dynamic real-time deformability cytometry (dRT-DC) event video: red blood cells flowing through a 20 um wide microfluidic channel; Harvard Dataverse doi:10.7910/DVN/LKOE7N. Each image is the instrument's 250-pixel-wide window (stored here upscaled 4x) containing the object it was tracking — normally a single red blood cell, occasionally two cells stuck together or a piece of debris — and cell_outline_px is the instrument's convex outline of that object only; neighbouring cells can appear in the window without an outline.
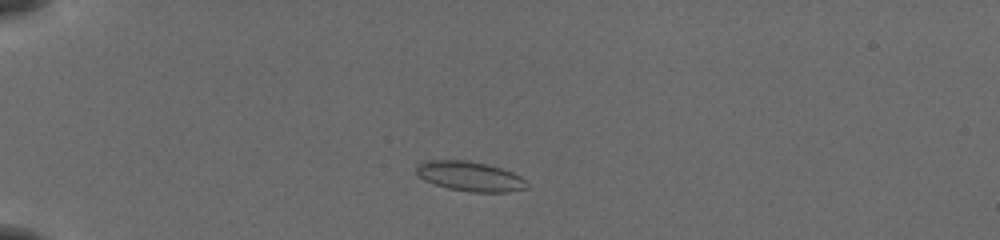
{"species": "common noctule bat (a hibernating species)", "species_latin": "Nyctalus noctula", "temperature_condition": "cold", "stored_images_in_passage": 46, "camera_frame_rate_fps": 3000, "um_per_image_px": 0.085, "animal": {"sex": "female", "body_mass_g": 19.5, "forearm_length_mm": 54.1}, "frame": {"image": 1, "passage_image": 7, "time_ms": 2.0, "image_size_px": [1000, 240], "cell_outline_px": [[528, 188], [508, 192], [468, 192], [448, 188], [424, 180], [416, 172], [416, 164], [424, 160], [464, 160], [488, 164], [512, 172], [520, 176], [528, 184]], "centroid_in_image_um": [39.93, 14.98], "position_along_channel_um": 45.1, "area_um2": 19.19}}
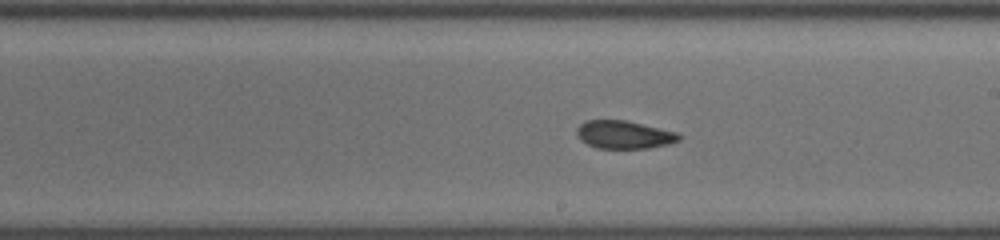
{"frame": {"image": 2, "passage_image": 25, "time_ms": 8.0, "image_size_px": [1000, 240], "cell_outline_px": [[684, 136], [680, 140], [668, 144], [648, 148], [596, 148], [580, 140], [576, 136], [576, 128], [580, 124], [588, 120], [624, 120], [676, 132]], "centroid_in_image_um": [53.03, 11.45], "position_along_channel_um": 236.0, "area_um2": 16.65}}
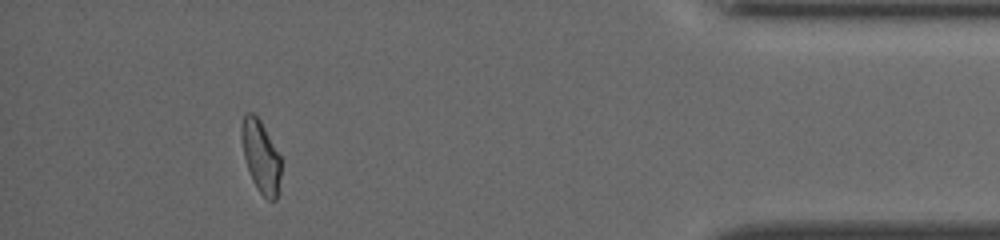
{"frame": {"image": 3, "passage_image": 42, "time_ms": 13.667, "image_size_px": [1000, 240], "cell_outline_px": [[280, 176], [276, 200], [268, 200], [256, 188], [252, 180], [244, 156], [240, 136], [240, 128], [244, 112], [252, 112], [260, 120], [280, 156]], "centroid_in_image_um": [22.13, 13.26], "position_along_channel_um": 413.1, "area_um2": 16.47}, "authors_computed_cell_mechanics": {"area_um2": 17.1377, "velocity_mm_per_s": 3.8905, "shape_relaxation_time_tau1_ms": 5.31, "shape_relaxation_time_tau2_ms": 1.2504, "deformation_change_tau1": 0.1321, "deformation_change_tau2": 0.057}}